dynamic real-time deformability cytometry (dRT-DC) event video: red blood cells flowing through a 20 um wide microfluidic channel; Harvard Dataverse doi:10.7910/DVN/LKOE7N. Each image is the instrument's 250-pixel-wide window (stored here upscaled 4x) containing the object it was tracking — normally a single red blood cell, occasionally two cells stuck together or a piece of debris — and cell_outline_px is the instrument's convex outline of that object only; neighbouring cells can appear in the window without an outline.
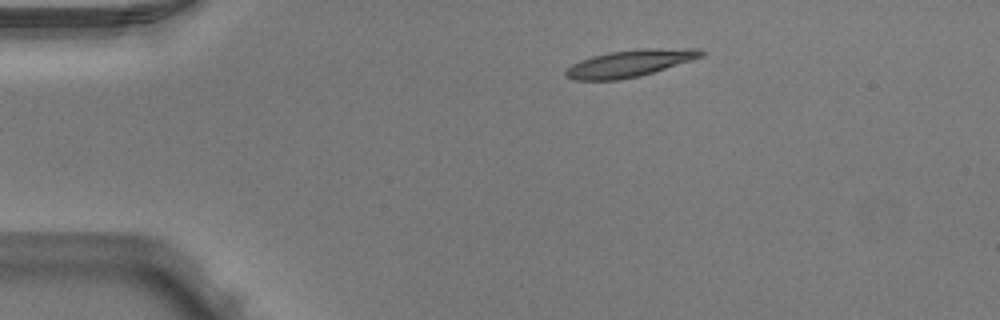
{"species": "Egyptian fruit bat (a non-hibernating species)", "species_latin": "Rousettus aegyptiacus", "temperature_condition": "warm", "stored_images_in_passage": 3, "camera_frame_rate_fps": 3000, "um_per_image_px": 0.085, "animal": {"sex": "male"}, "frame": {"image": 1, "passage_image": 1, "time_ms": 0.0, "image_size_px": [1000, 320], "cell_outline_px": [[704, 56], [692, 60], [640, 76], [616, 80], [572, 80], [564, 72], [572, 64], [580, 60], [592, 56], [608, 52], [640, 48], [700, 48], [704, 52]], "centroid_in_image_um": [53.56, 5.37], "position_along_channel_um": 31.4, "area_um2": 21.33}}
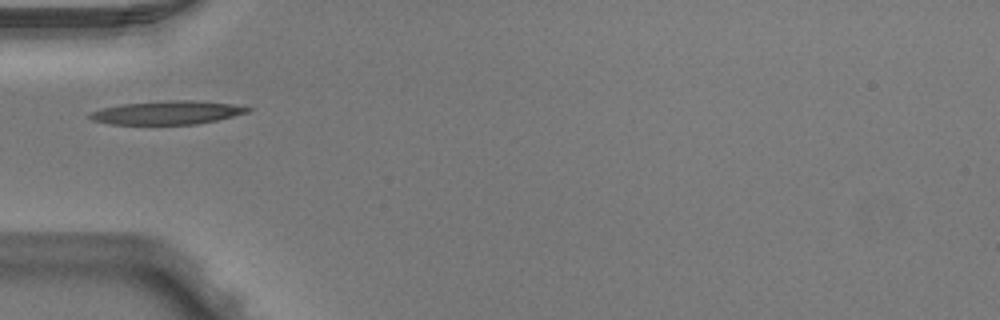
{"frame": {"image": 2, "passage_image": 3, "time_ms": 0.667, "image_size_px": [1000, 320], "cell_outline_px": [[252, 108], [248, 112], [216, 120], [196, 124], [108, 124], [92, 120], [88, 116], [88, 112], [120, 104], [168, 100], [192, 100], [232, 104]], "centroid_in_image_um": [14.16, 9.57], "position_along_channel_um": 70.8, "area_um2": 21.5}}